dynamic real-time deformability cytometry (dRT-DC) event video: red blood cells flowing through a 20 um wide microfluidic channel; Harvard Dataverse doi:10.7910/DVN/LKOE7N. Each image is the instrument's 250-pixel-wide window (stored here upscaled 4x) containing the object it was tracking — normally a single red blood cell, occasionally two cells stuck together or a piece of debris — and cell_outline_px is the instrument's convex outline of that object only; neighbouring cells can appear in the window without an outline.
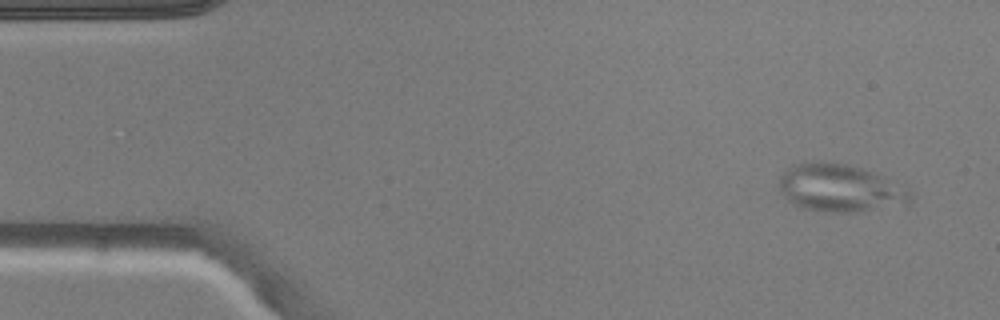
{"species": "common noctule bat (a hibernating species)", "species_latin": "Nyctalus noctula", "temperature_condition": "warm", "stored_images_in_passage": 5, "camera_frame_rate_fps": 3000, "um_per_image_px": 0.085, "animal": {"sex": "male", "body_mass_g": 20.5, "forearm_length_mm": 52.5}, "frame": {"image": 1, "passage_image": 1, "time_ms": 0.0, "image_size_px": [1000, 320], "cell_outline_px": [[912, 204], [856, 212], [824, 212], [804, 208], [788, 200], [784, 196], [780, 188], [780, 176], [792, 164], [804, 160], [816, 160], [848, 164], [872, 172], [880, 176], [908, 192], [912, 196]], "centroid_in_image_um": [71.34, 15.98], "position_along_channel_um": 13.7, "area_um2": 36.24}}